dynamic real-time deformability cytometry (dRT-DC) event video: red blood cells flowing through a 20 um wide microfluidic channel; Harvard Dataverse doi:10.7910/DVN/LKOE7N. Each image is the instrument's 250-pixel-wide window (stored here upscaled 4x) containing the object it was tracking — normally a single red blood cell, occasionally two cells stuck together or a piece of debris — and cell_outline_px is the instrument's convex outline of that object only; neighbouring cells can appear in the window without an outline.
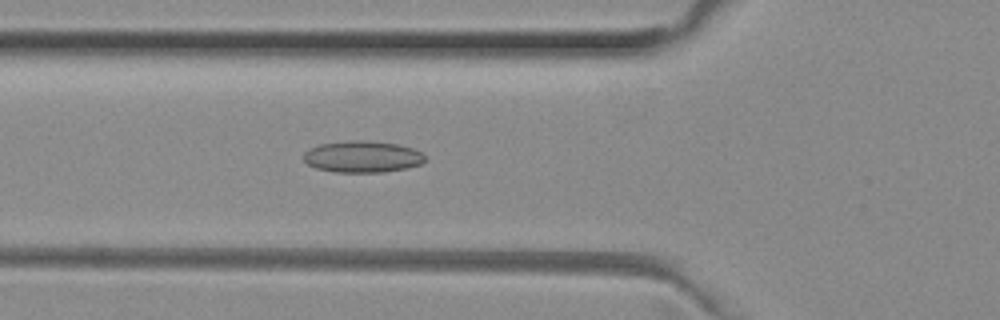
{"species": "common noctule bat (a hibernating species)", "species_latin": "Nyctalus noctula", "temperature_condition": "room temperature", "stored_images_in_passage": 47, "camera_frame_rate_fps": 3000, "um_per_image_px": 0.085, "animal": {"sex": "female", "body_mass_g": 29.2, "forearm_length_mm": 56.3}, "frame": {"image": 1, "passage_image": 14, "time_ms": 4.333, "image_size_px": [1000, 320], "cell_outline_px": [[428, 160], [420, 164], [408, 168], [384, 172], [336, 172], [316, 168], [308, 164], [304, 160], [304, 152], [308, 148], [320, 144], [352, 140], [364, 140], [396, 144], [412, 148], [420, 152]], "centroid_in_image_um": [30.81, 13.32], "position_along_channel_um": 95.0, "area_um2": 22.37}}
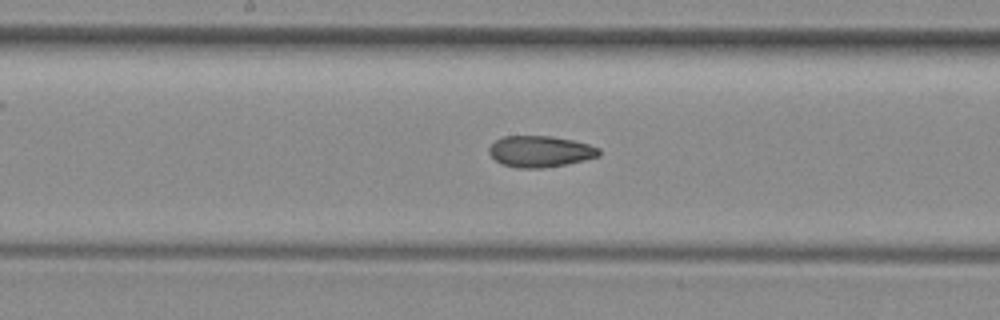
{"frame": {"image": 2, "passage_image": 22, "time_ms": 7.0, "image_size_px": [1000, 320], "cell_outline_px": [[600, 156], [568, 164], [544, 168], [516, 168], [500, 164], [488, 152], [488, 148], [496, 140], [504, 136], [552, 136], [572, 140], [588, 144], [600, 148]], "centroid_in_image_um": [45.92, 12.88], "position_along_channel_um": 202.3, "area_um2": 20.17}}
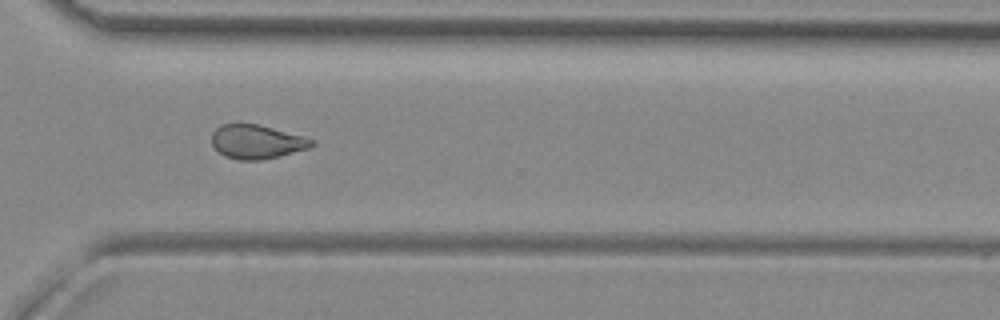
{"frame": {"image": 3, "passage_image": 33, "time_ms": 10.667, "image_size_px": [1000, 320], "cell_outline_px": [[316, 144], [312, 148], [280, 156], [260, 160], [240, 160], [224, 156], [212, 144], [212, 132], [220, 124], [256, 124], [304, 136], [312, 140]], "centroid_in_image_um": [21.84, 12.06], "position_along_channel_um": 348.8, "area_um2": 19.77}, "authors_computed_cell_mechanics": {"area_um2": 20.3456, "velocity_mm_per_s": 4.0077, "shape_relaxation_time_tau1_ms": null, "shape_relaxation_time_tau2_ms": 3.2825, "deformation_change_tau1": null, "deformation_change_tau2": 0.1083}}